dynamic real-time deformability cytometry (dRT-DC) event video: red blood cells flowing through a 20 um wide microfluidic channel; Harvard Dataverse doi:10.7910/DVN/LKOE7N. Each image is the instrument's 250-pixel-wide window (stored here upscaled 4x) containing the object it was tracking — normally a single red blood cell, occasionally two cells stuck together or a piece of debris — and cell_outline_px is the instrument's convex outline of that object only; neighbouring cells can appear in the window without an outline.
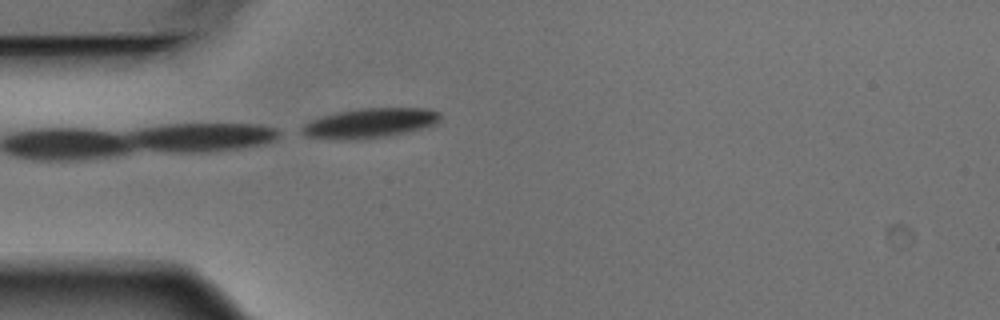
{"species": "Egyptian fruit bat (a non-hibernating species)", "species_latin": "Rousettus aegyptiacus", "temperature_condition": "warm", "stored_images_in_passage": 4, "camera_frame_rate_fps": 3000, "um_per_image_px": 0.085, "animal": {"sex": "male"}, "frame": {"image": 1, "passage_image": 4, "time_ms": 1.0, "image_size_px": [1000, 320], "cell_outline_px": [[440, 120], [436, 124], [424, 128], [388, 136], [352, 140], [344, 140], [304, 136], [296, 132], [304, 124], [312, 120], [336, 112], [356, 108], [428, 108], [440, 112]], "centroid_in_image_um": [31.41, 10.46], "position_along_channel_um": 53.6, "area_um2": 24.22}}